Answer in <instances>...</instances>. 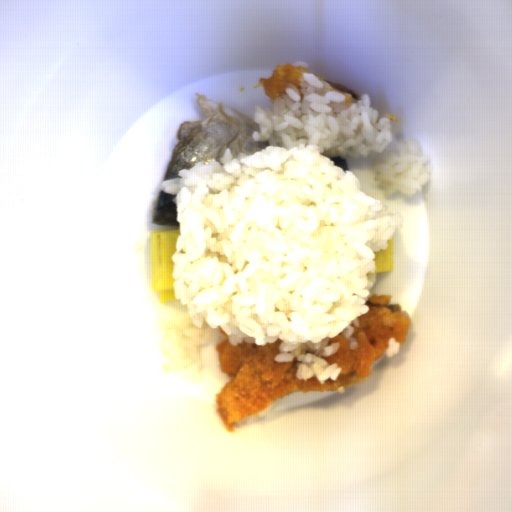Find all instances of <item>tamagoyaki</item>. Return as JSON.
Returning a JSON list of instances; mask_svg holds the SVG:
<instances>
[{
  "label": "tamagoyaki",
  "mask_w": 512,
  "mask_h": 512,
  "mask_svg": "<svg viewBox=\"0 0 512 512\" xmlns=\"http://www.w3.org/2000/svg\"><path fill=\"white\" fill-rule=\"evenodd\" d=\"M179 229L155 230L150 237L152 292L158 302L179 300L175 298L172 256L177 252Z\"/></svg>",
  "instance_id": "81b7327e"
},
{
  "label": "tamagoyaki",
  "mask_w": 512,
  "mask_h": 512,
  "mask_svg": "<svg viewBox=\"0 0 512 512\" xmlns=\"http://www.w3.org/2000/svg\"><path fill=\"white\" fill-rule=\"evenodd\" d=\"M376 254L373 261L375 264V272H392L393 270V254H394V239L387 240L386 249L380 251H373Z\"/></svg>",
  "instance_id": "833754b4"
}]
</instances>
